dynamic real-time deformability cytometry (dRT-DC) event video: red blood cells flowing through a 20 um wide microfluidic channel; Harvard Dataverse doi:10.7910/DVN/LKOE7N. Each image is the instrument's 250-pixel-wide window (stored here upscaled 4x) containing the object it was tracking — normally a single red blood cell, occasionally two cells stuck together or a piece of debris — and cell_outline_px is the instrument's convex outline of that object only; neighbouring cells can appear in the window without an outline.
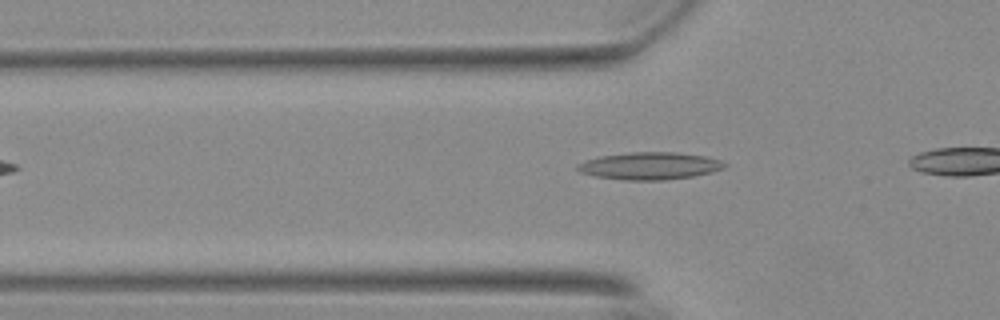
{"species": "Egyptian fruit bat (a non-hibernating species)", "species_latin": "Rousettus aegyptiacus", "temperature_condition": "warm", "stored_images_in_passage": 5, "camera_frame_rate_fps": 3000, "um_per_image_px": 0.085, "animal": {"sex": "female"}, "frame": {"image": 1, "passage_image": 2, "time_ms": 0.333, "image_size_px": [1000, 320], "cell_outline_px": [[728, 164], [724, 168], [712, 172], [692, 176], [664, 180], [624, 180], [596, 176], [580, 172], [576, 168], [576, 164], [600, 156], [632, 152], [676, 152], [704, 156], [720, 160]], "centroid_in_image_um": [55.24, 14.1], "position_along_channel_um": 70.6, "area_um2": 23.29}}